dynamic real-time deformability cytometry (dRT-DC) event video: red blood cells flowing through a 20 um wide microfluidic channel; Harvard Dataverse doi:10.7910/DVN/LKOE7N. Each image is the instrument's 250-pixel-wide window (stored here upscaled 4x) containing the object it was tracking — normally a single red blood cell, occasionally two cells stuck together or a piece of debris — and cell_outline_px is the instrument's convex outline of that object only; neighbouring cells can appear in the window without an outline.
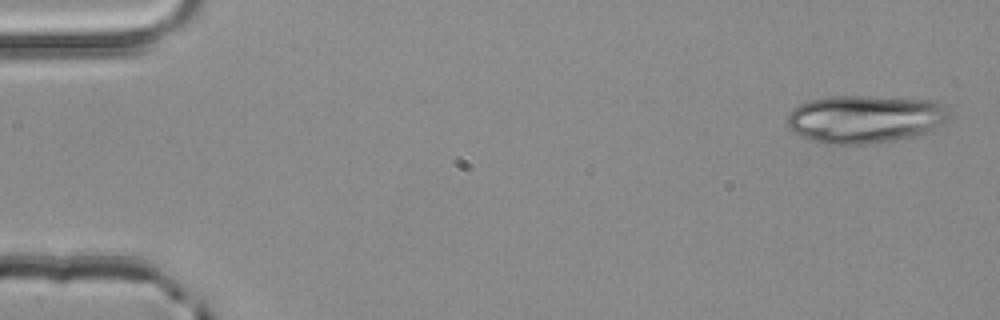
{"species": "common noctule bat (a hibernating species)", "species_latin": "Nyctalus noctula", "temperature_condition": "room temperature", "stored_images_in_passage": 4, "camera_frame_rate_fps": 3000, "um_per_image_px": 0.085, "animal": {"sex": "male", "body_mass_g": 20.4}, "frame": {"image": 1, "passage_image": 1, "time_ms": 0.0, "image_size_px": [1000, 320], "cell_outline_px": [[952, 120], [928, 132], [916, 136], [872, 144], [824, 144], [812, 140], [792, 132], [788, 128], [788, 112], [792, 108], [800, 104], [812, 100], [828, 96], [872, 96], [940, 100], [948, 104], [952, 116]], "centroid_in_image_um": [73.64, 10.1], "position_along_channel_um": 11.4, "area_um2": 46.41}}